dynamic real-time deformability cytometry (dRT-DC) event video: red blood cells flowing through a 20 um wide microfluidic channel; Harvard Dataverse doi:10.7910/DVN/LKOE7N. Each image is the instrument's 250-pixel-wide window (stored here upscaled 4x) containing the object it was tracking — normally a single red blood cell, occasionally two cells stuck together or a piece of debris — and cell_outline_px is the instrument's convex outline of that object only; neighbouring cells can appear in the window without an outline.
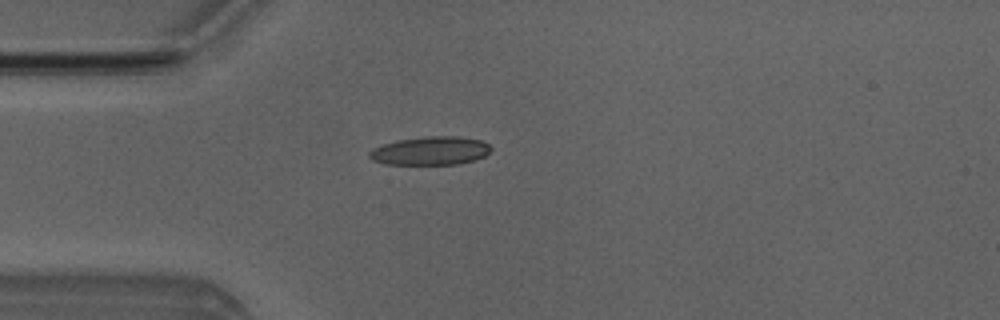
{"species": "Egyptian fruit bat (a non-hibernating species)", "species_latin": "Rousettus aegyptiacus", "temperature_condition": "room temperature", "stored_images_in_passage": 4, "camera_frame_rate_fps": 3000, "um_per_image_px": 0.085, "animal": {"sex": "male"}, "frame": {"image": 1, "passage_image": 4, "time_ms": 3.333, "image_size_px": [1000, 320], "cell_outline_px": [[492, 148], [484, 156], [476, 160], [460, 164], [384, 164], [372, 160], [368, 156], [368, 152], [372, 148], [396, 140], [424, 136], [456, 136], [480, 140], [488, 144]], "centroid_in_image_um": [36.56, 12.82], "position_along_channel_um": 48.4, "area_um2": 20.29}}